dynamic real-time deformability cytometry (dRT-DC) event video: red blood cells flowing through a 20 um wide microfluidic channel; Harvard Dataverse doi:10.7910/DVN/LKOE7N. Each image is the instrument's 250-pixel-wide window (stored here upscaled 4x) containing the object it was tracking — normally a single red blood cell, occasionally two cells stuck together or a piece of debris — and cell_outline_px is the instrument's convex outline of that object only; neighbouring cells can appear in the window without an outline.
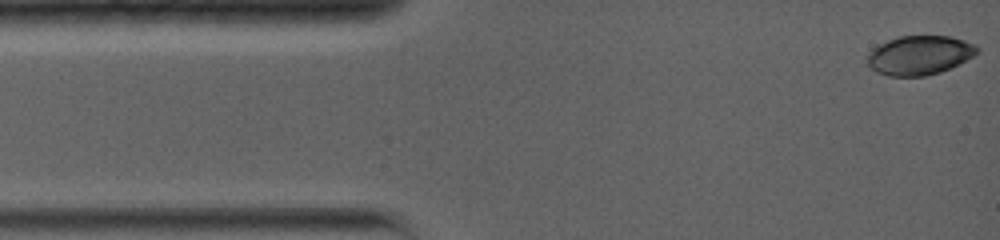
{"species": "common noctule bat (a hibernating species)", "species_latin": "Nyctalus noctula", "temperature_condition": "warm", "stored_images_in_passage": 68, "camera_frame_rate_fps": 5000, "um_per_image_px": 0.085, "animal": {"sex": "female", "body_mass_g": 19.0, "forearm_length_mm": 56.7}, "frame": {"image": 1, "passage_image": 1, "time_ms": 0.0, "image_size_px": [1000, 240], "cell_outline_px": [[980, 52], [940, 72], [924, 76], [888, 76], [876, 72], [868, 64], [868, 52], [872, 48], [888, 40], [900, 36], [952, 36], [964, 40], [980, 48]], "centroid_in_image_um": [78.14, 4.69], "position_along_channel_um": 6.9, "area_um2": 24.85}}
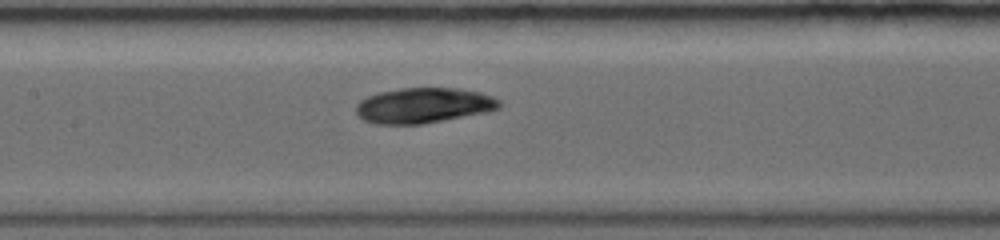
{"frame": {"image": 2, "passage_image": 28, "time_ms": 6.2, "image_size_px": [1000, 240], "cell_outline_px": [[500, 108], [488, 112], [444, 120], [420, 124], [376, 124], [364, 120], [356, 112], [356, 104], [360, 100], [368, 96], [380, 92], [400, 88], [460, 88], [480, 92], [492, 96], [500, 100]], "centroid_in_image_um": [36.02, 8.96], "position_along_channel_um": 171.4, "area_um2": 29.54}}
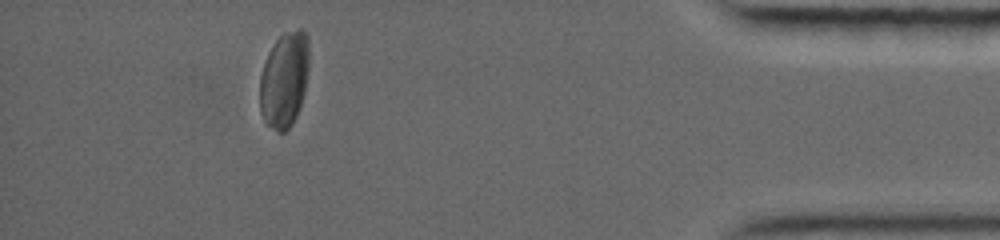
{"frame": {"image": 3, "passage_image": 58, "time_ms": 13.8, "image_size_px": [1000, 240], "cell_outline_px": [[308, 68], [304, 92], [300, 108], [292, 124], [284, 132], [276, 132], [264, 120], [260, 112], [260, 76], [268, 52], [276, 40], [284, 32], [300, 28], [308, 36]], "centroid_in_image_um": [24.16, 6.77], "position_along_channel_um": 411.0, "area_um2": 27.46}, "authors_computed_cell_mechanics": {"area_um2": 28.2931, "velocity_mm_per_s": 3.8837, "shape_relaxation_time_tau1_ms": 5.2831, "shape_relaxation_time_tau2_ms": 4.9374, "deformation_change_tau1": 0.1125, "deformation_change_tau2": 0.0689}}